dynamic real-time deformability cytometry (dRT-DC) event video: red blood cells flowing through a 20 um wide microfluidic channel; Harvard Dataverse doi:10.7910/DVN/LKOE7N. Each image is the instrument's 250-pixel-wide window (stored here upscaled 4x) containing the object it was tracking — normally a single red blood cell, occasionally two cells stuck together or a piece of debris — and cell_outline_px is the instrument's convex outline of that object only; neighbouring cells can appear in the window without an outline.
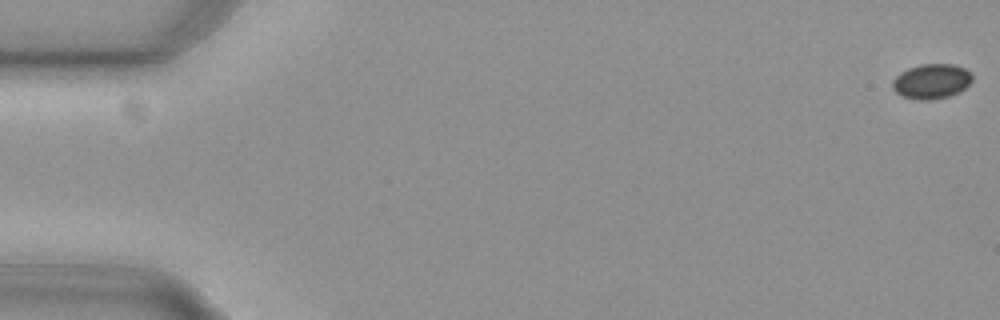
{"species": "common noctule bat (a hibernating species)", "species_latin": "Nyctalus noctula", "temperature_condition": "cold", "stored_images_in_passage": 11, "camera_frame_rate_fps": 3000, "um_per_image_px": 0.085, "animal": {"sex": "female", "body_mass_g": 29.2, "forearm_length_mm": 56.3}, "frame": {"image": 1, "passage_image": 1, "time_ms": 0.0, "image_size_px": [1000, 320], "cell_outline_px": [[972, 80], [960, 92], [948, 96], [928, 100], [916, 100], [900, 96], [892, 88], [892, 80], [900, 72], [908, 68], [920, 64], [952, 64], [964, 68], [972, 72]], "centroid_in_image_um": [79.15, 6.91], "position_along_channel_um": 5.8, "area_um2": 16.36}}